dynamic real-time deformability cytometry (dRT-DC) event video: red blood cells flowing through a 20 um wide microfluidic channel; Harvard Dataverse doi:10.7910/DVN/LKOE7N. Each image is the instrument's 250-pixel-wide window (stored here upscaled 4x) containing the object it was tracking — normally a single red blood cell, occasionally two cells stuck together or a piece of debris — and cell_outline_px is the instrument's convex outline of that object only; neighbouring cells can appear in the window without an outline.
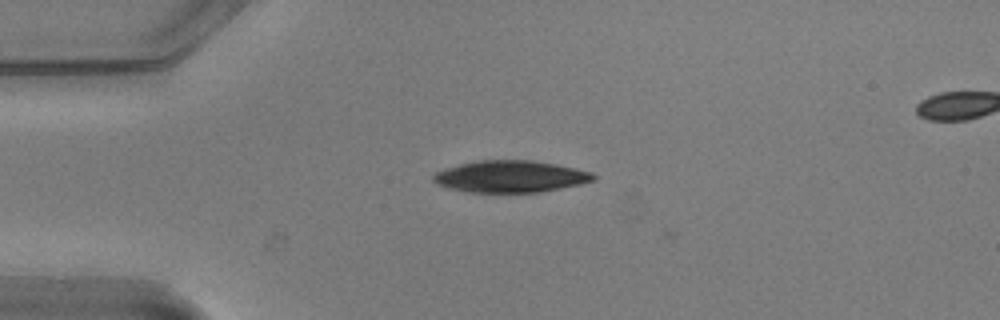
{"species": "common noctule bat (a hibernating species)", "species_latin": "Nyctalus noctula", "temperature_condition": "warm", "stored_images_in_passage": 7, "camera_frame_rate_fps": 3000, "um_per_image_px": 0.085, "animal": {"sex": "male", "body_mass_g": 20.5, "forearm_length_mm": 52.5}, "frame": {"image": 1, "passage_image": 3, "time_ms": 0.667, "image_size_px": [1000, 320], "cell_outline_px": [[596, 180], [580, 184], [540, 192], [468, 192], [448, 188], [436, 184], [432, 180], [432, 176], [436, 172], [444, 168], [460, 164], [480, 160], [532, 160], [556, 164], [592, 172], [596, 176]], "centroid_in_image_um": [43.37, 15.0], "position_along_channel_um": 41.6, "area_um2": 29.71}}